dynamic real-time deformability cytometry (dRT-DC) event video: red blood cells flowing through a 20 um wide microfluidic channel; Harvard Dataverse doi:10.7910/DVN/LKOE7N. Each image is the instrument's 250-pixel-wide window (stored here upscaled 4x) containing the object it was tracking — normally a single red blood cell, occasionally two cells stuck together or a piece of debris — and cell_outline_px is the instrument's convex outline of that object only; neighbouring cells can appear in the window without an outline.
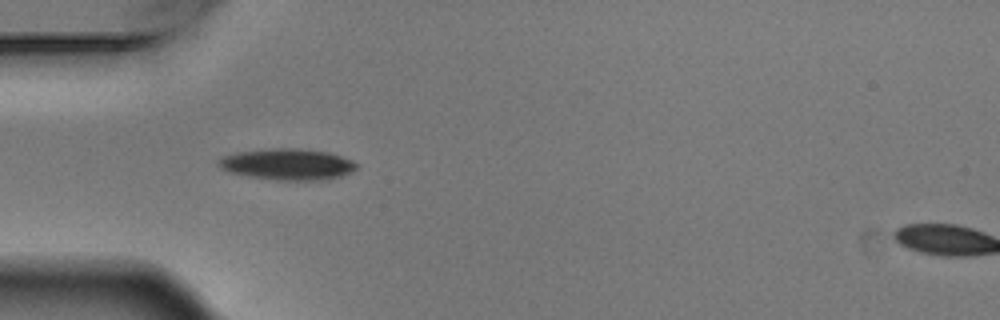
{"species": "Egyptian fruit bat (a non-hibernating species)", "species_latin": "Rousettus aegyptiacus", "temperature_condition": "warm", "stored_images_in_passage": 2, "camera_frame_rate_fps": 3000, "um_per_image_px": 0.085, "animal": {"sex": "male"}, "frame": {"image": 1, "passage_image": 2, "time_ms": 0.333, "image_size_px": [1000, 320], "cell_outline_px": [[356, 168], [340, 176], [320, 180], [276, 180], [252, 176], [232, 172], [220, 168], [216, 164], [216, 160], [224, 156], [236, 152], [276, 148], [296, 148], [328, 152], [352, 160], [356, 164]], "centroid_in_image_um": [24.4, 13.95], "position_along_channel_um": 60.6, "area_um2": 24.74}}